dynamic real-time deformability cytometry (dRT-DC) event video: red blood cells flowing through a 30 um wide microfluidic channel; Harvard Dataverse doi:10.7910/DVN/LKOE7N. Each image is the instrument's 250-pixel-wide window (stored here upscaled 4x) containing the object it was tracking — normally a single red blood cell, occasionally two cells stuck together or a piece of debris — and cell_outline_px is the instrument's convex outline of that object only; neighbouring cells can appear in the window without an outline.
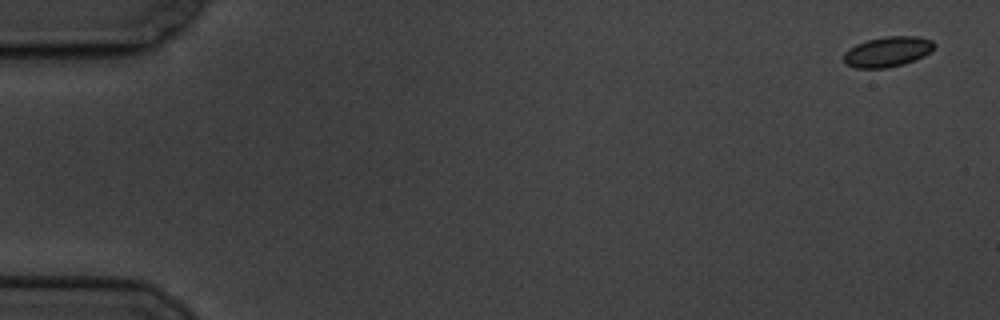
{"species": "common noctule bat (a hibernating species)", "species_latin": "Nyctalus noctula", "temperature_condition": "cold", "stored_images_in_passage": 7, "camera_frame_rate_fps": 3000, "um_per_image_px": 0.085, "animal": {"sex": "male", "body_mass_g": 19.5, "forearm_length_mm": 54.6}, "frame": {"image": 1, "passage_image": 1, "time_ms": 0.0, "image_size_px": [1000, 320], "cell_outline_px": [[936, 44], [924, 56], [904, 64], [884, 68], [856, 68], [844, 64], [844, 52], [848, 48], [856, 44], [868, 40], [888, 36], [916, 36], [932, 40]], "centroid_in_image_um": [75.41, 4.4], "position_along_channel_um": 9.6, "area_um2": 15.9}}
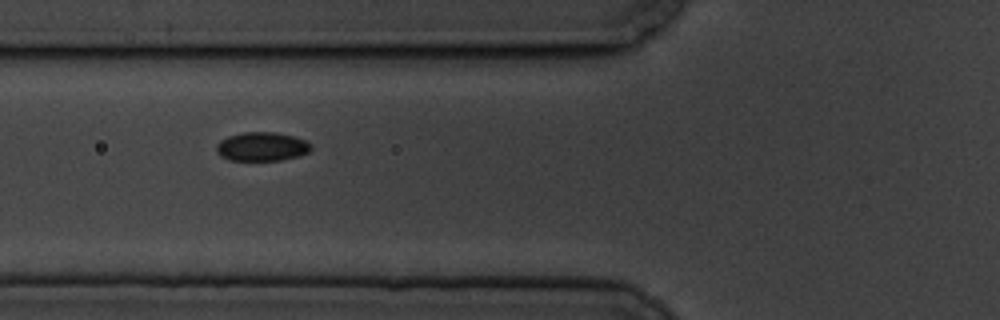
{"frame": {"image": 2, "passage_image": 6, "time_ms": 7.0, "image_size_px": [1000, 320], "cell_outline_px": [[312, 148], [308, 152], [300, 156], [280, 160], [228, 160], [220, 156], [216, 152], [216, 144], [220, 140], [228, 136], [244, 132], [276, 132], [292, 136], [304, 140], [312, 144]], "centroid_in_image_um": [22.24, 12.46], "position_along_channel_um": 103.6, "area_um2": 16.01}}
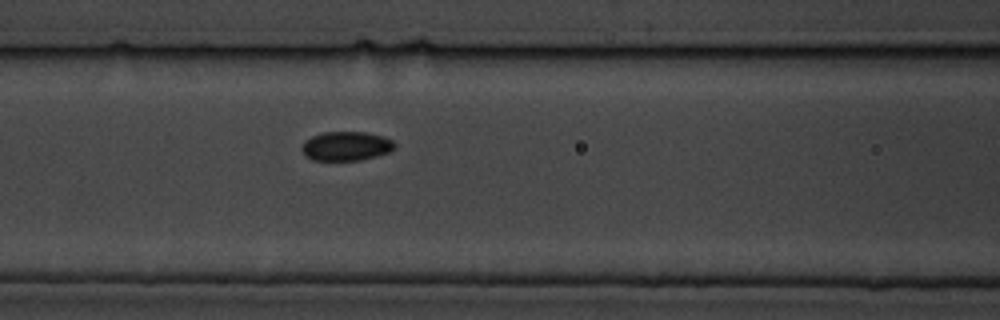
{"frame": {"image": 3, "passage_image": 7, "time_ms": 8.0, "image_size_px": [1000, 320], "cell_outline_px": [[396, 148], [388, 152], [376, 156], [360, 160], [312, 160], [304, 156], [300, 148], [304, 140], [312, 136], [324, 132], [368, 132], [384, 136], [392, 140], [396, 144]], "centroid_in_image_um": [29.41, 12.41], "position_along_channel_um": 137.2, "area_um2": 16.01}}